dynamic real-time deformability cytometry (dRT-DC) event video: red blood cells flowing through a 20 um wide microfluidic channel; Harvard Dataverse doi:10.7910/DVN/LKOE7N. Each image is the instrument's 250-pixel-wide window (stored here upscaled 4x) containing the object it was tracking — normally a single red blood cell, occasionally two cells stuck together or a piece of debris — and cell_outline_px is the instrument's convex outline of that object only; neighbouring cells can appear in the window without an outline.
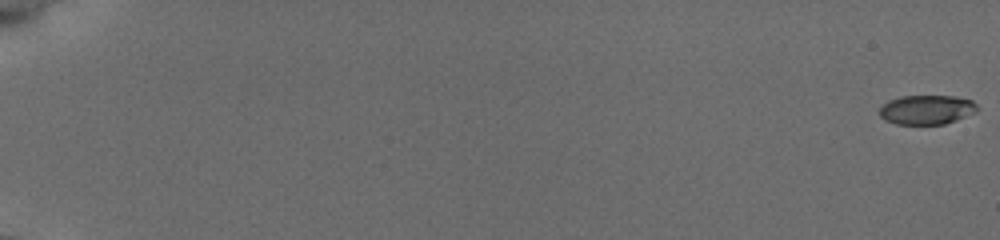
{"species": "common noctule bat (a hibernating species)", "species_latin": "Nyctalus noctula", "temperature_condition": "cold", "stored_images_in_passage": 14, "camera_frame_rate_fps": 3000, "um_per_image_px": 0.085, "animal": {"sex": "female", "body_mass_g": 19.5, "forearm_length_mm": 54.1}, "frame": {"image": 1, "passage_image": 1, "time_ms": 0.0, "image_size_px": [1000, 240], "cell_outline_px": [[976, 112], [956, 120], [944, 124], [896, 124], [884, 120], [880, 116], [880, 108], [888, 100], [900, 96], [956, 96], [972, 100], [976, 104]], "centroid_in_image_um": [78.75, 9.32], "position_along_channel_um": 6.2, "area_um2": 16.7}}